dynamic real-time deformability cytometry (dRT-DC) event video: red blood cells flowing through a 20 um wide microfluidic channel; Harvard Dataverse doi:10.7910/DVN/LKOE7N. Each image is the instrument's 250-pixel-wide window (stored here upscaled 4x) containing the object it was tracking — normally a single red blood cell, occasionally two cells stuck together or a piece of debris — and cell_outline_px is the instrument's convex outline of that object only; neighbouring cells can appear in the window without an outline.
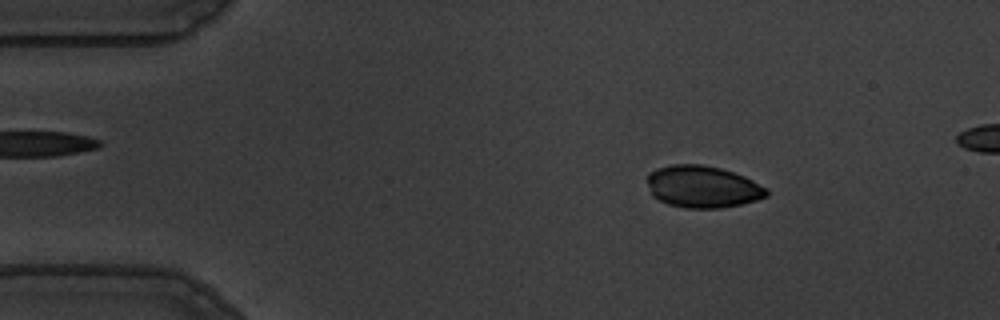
{"species": "common noctule bat (a hibernating species)", "species_latin": "Nyctalus noctula", "temperature_condition": "warm", "stored_images_in_passage": 49, "camera_frame_rate_fps": 3000, "um_per_image_px": 0.085, "animal": {"sex": "male", "body_mass_g": 19.5, "forearm_length_mm": 54.6}, "frame": {"image": 1, "passage_image": 4, "time_ms": 1.0, "image_size_px": [1000, 320], "cell_outline_px": [[768, 196], [756, 200], [740, 204], [720, 208], [684, 208], [668, 204], [652, 196], [648, 184], [648, 172], [656, 168], [672, 164], [700, 164], [720, 168], [744, 176], [768, 188]], "centroid_in_image_um": [59.71, 15.87], "position_along_channel_um": 25.3, "area_um2": 29.25}}
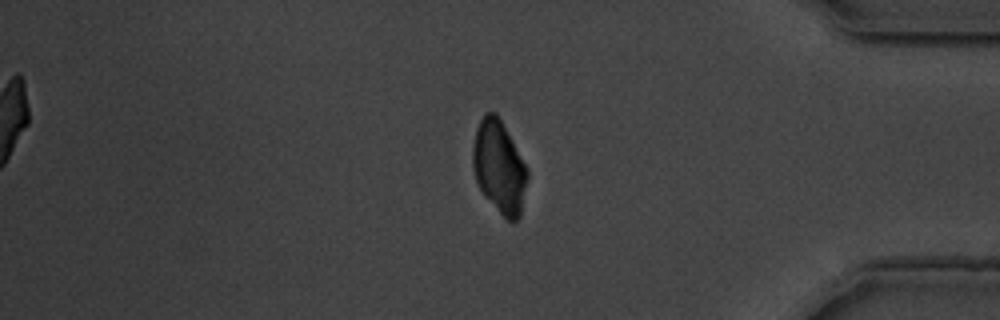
{"frame": {"image": 2, "passage_image": 42, "time_ms": 13.667, "image_size_px": [1000, 320], "cell_outline_px": [[528, 176], [520, 216], [516, 220], [508, 220], [500, 212], [480, 188], [476, 180], [472, 168], [472, 148], [476, 128], [484, 112], [496, 112], [528, 168]], "centroid_in_image_um": [42.42, 14.14], "position_along_channel_um": 392.8, "area_um2": 29.07}}